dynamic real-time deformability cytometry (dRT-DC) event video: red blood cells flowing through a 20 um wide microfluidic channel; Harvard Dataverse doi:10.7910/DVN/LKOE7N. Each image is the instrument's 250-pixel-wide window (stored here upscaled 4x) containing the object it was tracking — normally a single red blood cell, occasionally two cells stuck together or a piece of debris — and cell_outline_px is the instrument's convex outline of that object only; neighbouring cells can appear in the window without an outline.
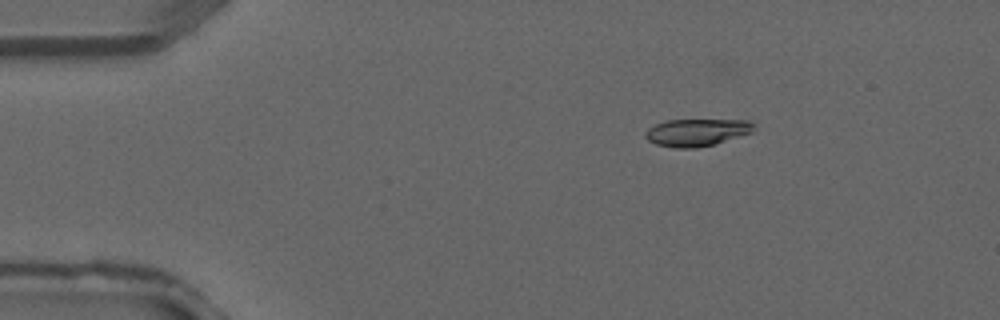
{"species": "common noctule bat (a hibernating species)", "species_latin": "Nyctalus noctula", "temperature_condition": "warm", "stored_images_in_passage": 4, "camera_frame_rate_fps": 3000, "um_per_image_px": 0.085, "animal": {"sex": "male", "forearm_length_mm": 52.5}, "frame": {"image": 1, "passage_image": 2, "time_ms": 0.333, "image_size_px": [1000, 320], "cell_outline_px": [[756, 128], [752, 132], [712, 144], [696, 148], [676, 148], [656, 144], [648, 140], [644, 136], [644, 132], [648, 128], [656, 124], [668, 120], [752, 120], [756, 124]], "centroid_in_image_um": [59.23, 11.24], "position_along_channel_um": 25.8, "area_um2": 17.22}}